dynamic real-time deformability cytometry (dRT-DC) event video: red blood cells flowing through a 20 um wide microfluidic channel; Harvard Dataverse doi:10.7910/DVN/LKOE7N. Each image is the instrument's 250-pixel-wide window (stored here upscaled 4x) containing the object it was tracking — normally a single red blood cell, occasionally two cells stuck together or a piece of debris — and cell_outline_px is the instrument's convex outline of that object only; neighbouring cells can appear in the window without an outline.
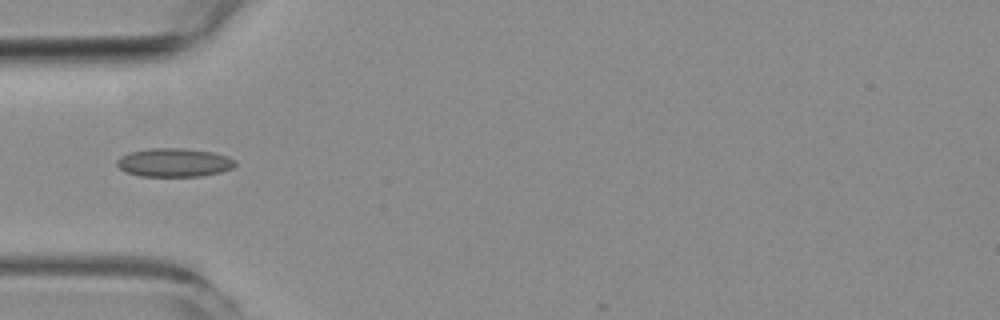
{"species": "common noctule bat (a hibernating species)", "species_latin": "Nyctalus noctula", "temperature_condition": "room temperature", "stored_images_in_passage": 8, "camera_frame_rate_fps": 3000, "um_per_image_px": 0.085, "animal": {"sex": "female", "body_mass_g": 19.3, "forearm_length_mm": 54.1}, "frame": {"image": 1, "passage_image": 5, "time_ms": 4.667, "image_size_px": [1000, 320], "cell_outline_px": [[236, 164], [232, 168], [220, 172], [200, 176], [140, 176], [124, 172], [116, 164], [116, 160], [120, 156], [132, 152], [148, 148], [184, 148], [212, 152], [228, 156], [236, 160]], "centroid_in_image_um": [14.79, 13.81], "position_along_channel_um": 70.2, "area_um2": 19.77}}
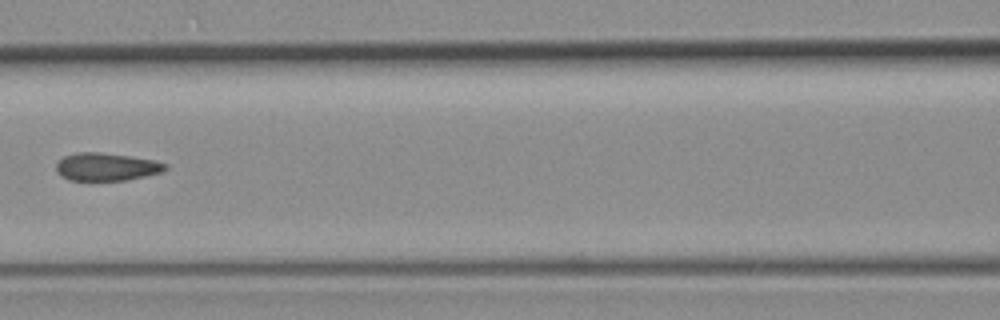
{"frame": {"image": 2, "passage_image": 7, "time_ms": 7.0, "image_size_px": [1000, 320], "cell_outline_px": [[168, 168], [160, 172], [128, 180], [68, 180], [60, 176], [56, 172], [56, 164], [64, 156], [76, 152], [100, 152], [132, 156], [156, 160], [168, 164]], "centroid_in_image_um": [9.04, 14.17], "position_along_channel_um": 157.6, "area_um2": 17.86}}
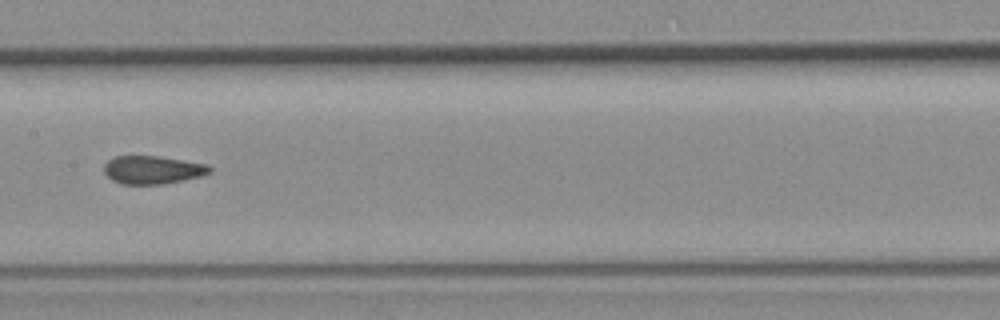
{"frame": {"image": 3, "passage_image": 8, "time_ms": 8.0, "image_size_px": [1000, 320], "cell_outline_px": [[212, 172], [200, 176], [184, 180], [160, 184], [120, 184], [112, 180], [104, 172], [104, 164], [112, 156], [156, 156], [208, 164], [212, 168]], "centroid_in_image_um": [12.96, 14.43], "position_along_channel_um": 194.4, "area_um2": 17.34}}